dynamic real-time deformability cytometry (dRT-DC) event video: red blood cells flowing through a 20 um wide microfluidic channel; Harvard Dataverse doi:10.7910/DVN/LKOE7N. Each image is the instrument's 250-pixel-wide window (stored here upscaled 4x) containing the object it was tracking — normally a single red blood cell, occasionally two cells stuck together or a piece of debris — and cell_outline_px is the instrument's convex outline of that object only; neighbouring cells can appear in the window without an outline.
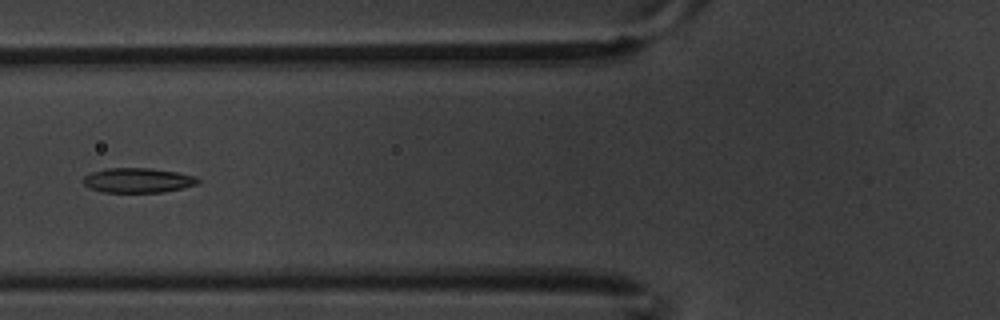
{"species": "common noctule bat (a hibernating species)", "species_latin": "Nyctalus noctula", "temperature_condition": "warm", "stored_images_in_passage": 14, "camera_frame_rate_fps": 3000, "um_per_image_px": 0.085, "animal": {"sex": "male", "body_mass_g": 20.1, "forearm_length_mm": 53.5}, "frame": {"image": 1, "passage_image": 5, "time_ms": 1.333, "image_size_px": [1000, 320], "cell_outline_px": [[200, 180], [196, 184], [184, 188], [164, 192], [104, 192], [88, 188], [84, 184], [84, 176], [92, 172], [108, 168], [152, 168], [176, 172], [196, 176]], "centroid_in_image_um": [11.73, 15.33], "position_along_channel_um": 114.1, "area_um2": 16.53}}
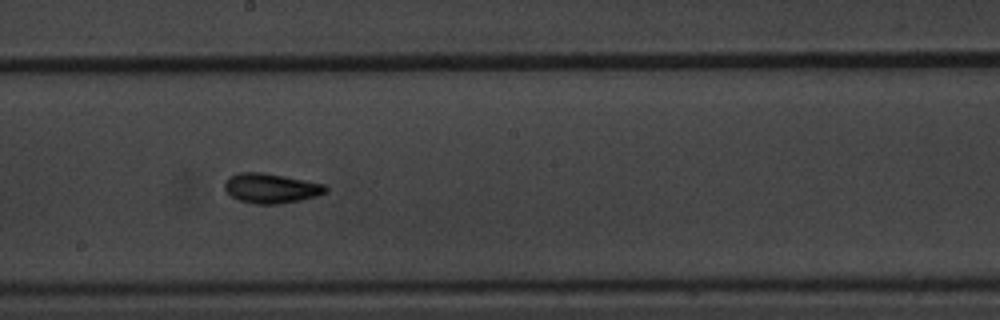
{"frame": {"image": 2, "passage_image": 8, "time_ms": 2.333, "image_size_px": [1000, 320], "cell_outline_px": [[328, 192], [316, 196], [300, 200], [280, 204], [256, 204], [240, 200], [232, 196], [224, 188], [224, 184], [232, 176], [240, 172], [260, 172], [328, 184]], "centroid_in_image_um": [23.11, 16.01], "position_along_channel_um": 225.1, "area_um2": 17.4}}
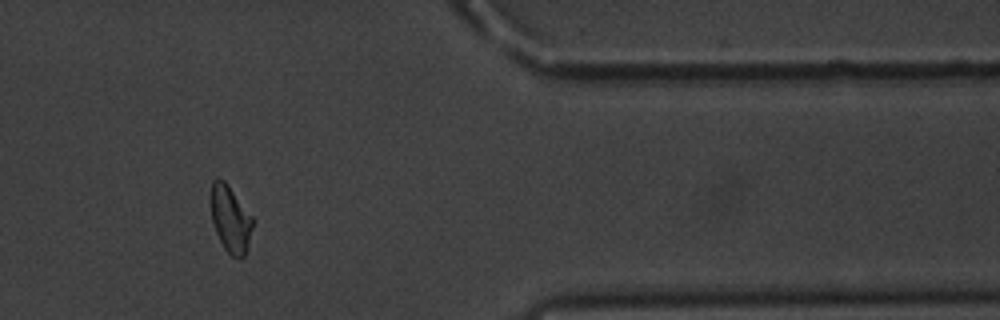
{"frame": {"image": 3, "passage_image": 12, "time_ms": 3.667, "image_size_px": [1000, 320], "cell_outline_px": [[252, 228], [248, 244], [244, 256], [240, 260], [232, 256], [224, 248], [216, 232], [212, 220], [208, 200], [208, 196], [212, 180], [216, 176], [220, 176], [228, 184], [252, 216]], "centroid_in_image_um": [19.52, 18.53], "position_along_channel_um": 391.9, "area_um2": 16.7}}